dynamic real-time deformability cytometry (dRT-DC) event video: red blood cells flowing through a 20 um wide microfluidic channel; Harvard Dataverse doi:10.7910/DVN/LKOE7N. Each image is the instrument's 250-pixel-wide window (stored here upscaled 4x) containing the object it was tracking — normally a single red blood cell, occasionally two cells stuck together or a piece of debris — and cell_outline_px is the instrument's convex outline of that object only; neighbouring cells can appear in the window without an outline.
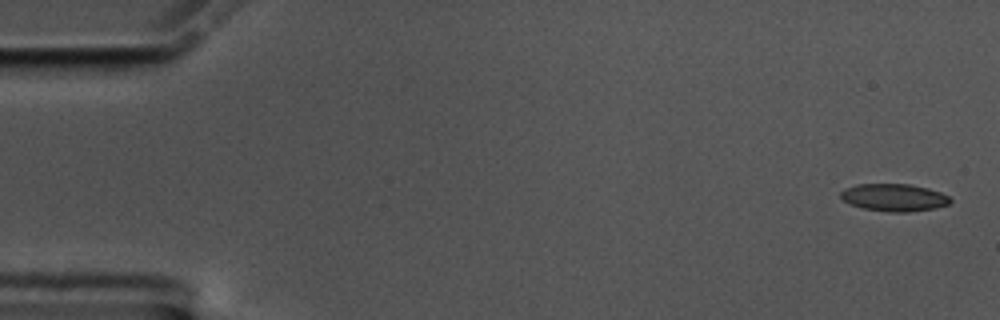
{"species": "common noctule bat (a hibernating species)", "species_latin": "Nyctalus noctula", "temperature_condition": "cold", "stored_images_in_passage": 16, "camera_frame_rate_fps": 3000, "um_per_image_px": 0.085, "animal": {"sex": "male", "body_mass_g": 17.5, "forearm_length_mm": 52.3}, "frame": {"image": 1, "passage_image": 1, "time_ms": 0.0, "image_size_px": [1000, 320], "cell_outline_px": [[952, 200], [948, 204], [936, 208], [908, 212], [888, 212], [864, 208], [848, 204], [840, 196], [840, 192], [844, 188], [856, 184], [908, 184], [928, 188], [940, 192], [948, 196]], "centroid_in_image_um": [75.97, 16.78], "position_along_channel_um": 9.0, "area_um2": 17.57}}
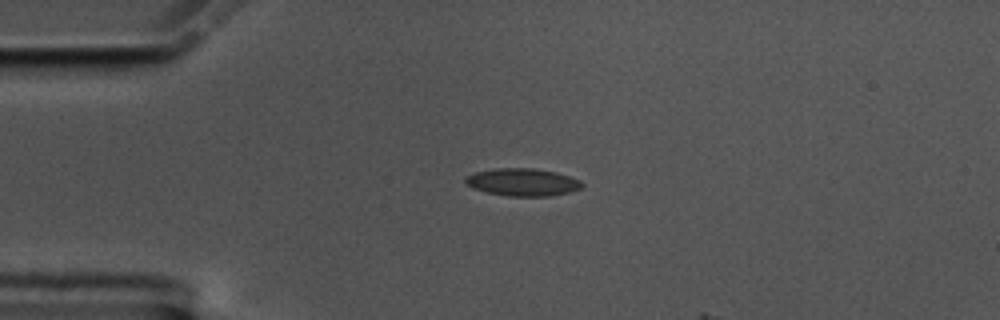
{"frame": {"image": 2, "passage_image": 13, "time_ms": 4.0, "image_size_px": [1000, 320], "cell_outline_px": [[584, 184], [580, 188], [568, 192], [552, 196], [508, 196], [488, 192], [472, 188], [464, 180], [464, 176], [476, 172], [496, 168], [532, 168], [556, 172], [580, 180]], "centroid_in_image_um": [44.41, 15.48], "position_along_channel_um": 40.6, "area_um2": 18.61}}